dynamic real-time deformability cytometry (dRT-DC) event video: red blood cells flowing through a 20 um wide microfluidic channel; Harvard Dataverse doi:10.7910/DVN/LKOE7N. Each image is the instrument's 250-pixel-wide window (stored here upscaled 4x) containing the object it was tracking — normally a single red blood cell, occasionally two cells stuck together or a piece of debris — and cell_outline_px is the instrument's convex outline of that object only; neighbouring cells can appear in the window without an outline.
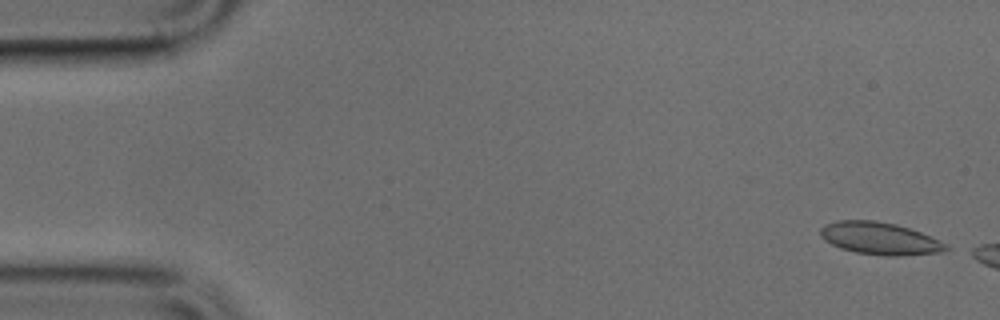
{"species": "common noctule bat (a hibernating species)", "species_latin": "Nyctalus noctula", "temperature_condition": "cold", "stored_images_in_passage": 8, "camera_frame_rate_fps": 3000, "um_per_image_px": 0.085, "animal": {"sex": "male", "body_mass_g": 17.9, "forearm_length_mm": 54.2}, "frame": {"image": 1, "passage_image": 1, "time_ms": 0.0, "image_size_px": [1000, 320], "cell_outline_px": [[952, 248], [944, 252], [900, 256], [884, 256], [856, 252], [840, 248], [824, 240], [820, 236], [820, 228], [824, 224], [836, 220], [876, 220], [896, 224], [920, 232], [940, 240], [948, 244]], "centroid_in_image_um": [74.8, 20.27], "position_along_channel_um": 10.2, "area_um2": 23.99}}